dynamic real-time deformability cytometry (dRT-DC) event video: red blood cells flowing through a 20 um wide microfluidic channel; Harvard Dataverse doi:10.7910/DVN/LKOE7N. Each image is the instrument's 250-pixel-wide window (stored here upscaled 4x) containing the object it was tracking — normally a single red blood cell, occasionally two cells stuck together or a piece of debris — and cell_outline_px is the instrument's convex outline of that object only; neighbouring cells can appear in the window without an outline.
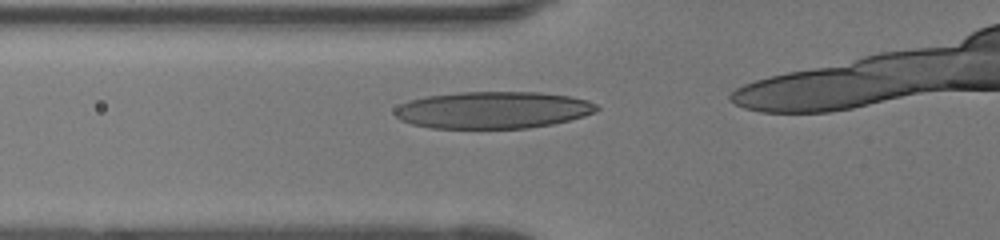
{"species": "human", "species_latin": "Homo sapiens", "temperature_condition": "room temperature", "stored_images_in_passage": 8, "camera_frame_rate_fps": 3000, "um_per_image_px": 0.085, "donor": {"sex": "female"}, "frame": {"image": 1, "passage_image": 3, "time_ms": 0.667, "image_size_px": [1000, 240], "cell_outline_px": [[600, 108], [596, 112], [584, 116], [552, 124], [528, 128], [432, 128], [412, 124], [400, 120], [392, 112], [400, 104], [424, 96], [460, 92], [540, 92], [568, 96], [588, 100], [596, 104]], "centroid_in_image_um": [41.9, 9.35], "position_along_channel_um": 83.9, "area_um2": 43.58}}
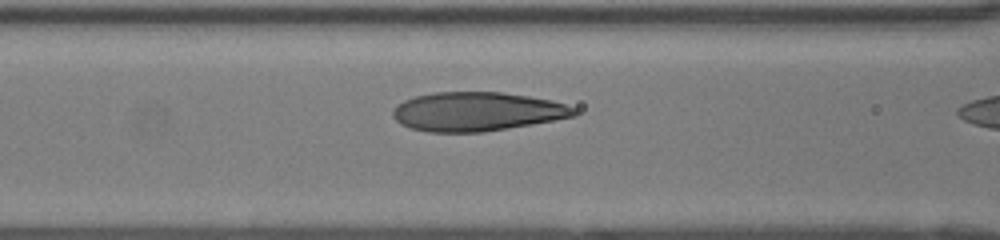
{"frame": {"image": 2, "passage_image": 6, "time_ms": 1.667, "image_size_px": [1000, 240], "cell_outline_px": [[576, 116], [532, 124], [484, 132], [428, 132], [412, 128], [400, 124], [392, 116], [392, 112], [396, 104], [404, 100], [416, 96], [436, 92], [500, 92], [528, 96], [552, 100], [576, 108]], "centroid_in_image_um": [40.52, 9.48], "position_along_channel_um": 126.1, "area_um2": 41.15}}